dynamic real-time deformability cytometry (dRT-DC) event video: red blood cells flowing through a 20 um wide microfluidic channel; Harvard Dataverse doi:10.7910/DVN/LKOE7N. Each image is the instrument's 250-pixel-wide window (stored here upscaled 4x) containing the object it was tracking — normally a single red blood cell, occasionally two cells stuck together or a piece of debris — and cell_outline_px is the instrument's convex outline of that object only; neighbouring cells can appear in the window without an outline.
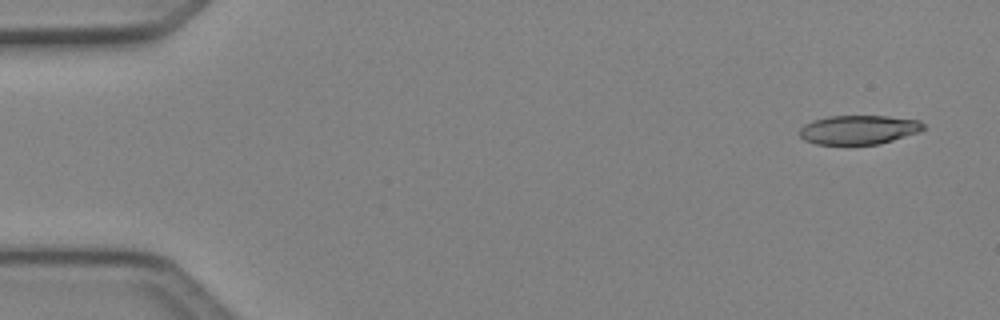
{"species": "Egyptian fruit bat (a non-hibernating species)", "species_latin": "Rousettus aegyptiacus", "temperature_condition": "cold", "stored_images_in_passage": 4, "camera_frame_rate_fps": 3000, "um_per_image_px": 0.085, "animal": {"sex": "female"}, "frame": {"image": 1, "passage_image": 1, "time_ms": 0.0, "image_size_px": [1000, 320], "cell_outline_px": [[928, 128], [920, 132], [880, 144], [816, 144], [804, 140], [800, 136], [800, 128], [804, 124], [812, 120], [828, 116], [888, 116], [920, 120]], "centroid_in_image_um": [73.03, 11.02], "position_along_channel_um": 12.0, "area_um2": 21.21}}
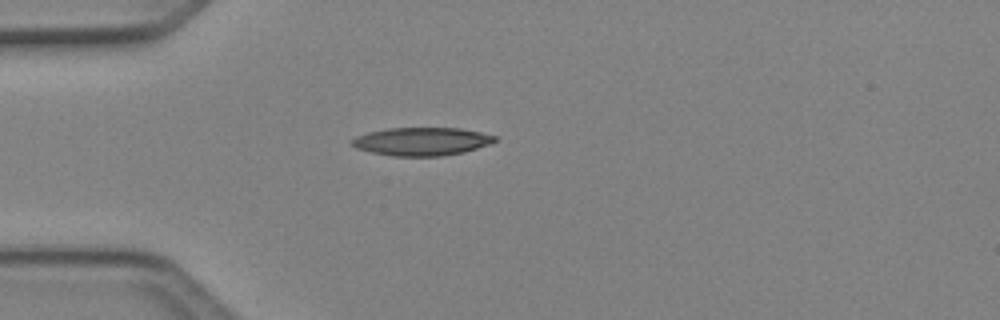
{"frame": {"image": 2, "passage_image": 4, "time_ms": 1.0, "image_size_px": [1000, 320], "cell_outline_px": [[496, 140], [488, 144], [464, 152], [444, 156], [392, 156], [372, 152], [356, 148], [352, 144], [352, 140], [356, 136], [368, 132], [388, 128], [460, 128], [480, 132], [496, 136]], "centroid_in_image_um": [35.83, 12.02], "position_along_channel_um": 49.2, "area_um2": 23.29}}